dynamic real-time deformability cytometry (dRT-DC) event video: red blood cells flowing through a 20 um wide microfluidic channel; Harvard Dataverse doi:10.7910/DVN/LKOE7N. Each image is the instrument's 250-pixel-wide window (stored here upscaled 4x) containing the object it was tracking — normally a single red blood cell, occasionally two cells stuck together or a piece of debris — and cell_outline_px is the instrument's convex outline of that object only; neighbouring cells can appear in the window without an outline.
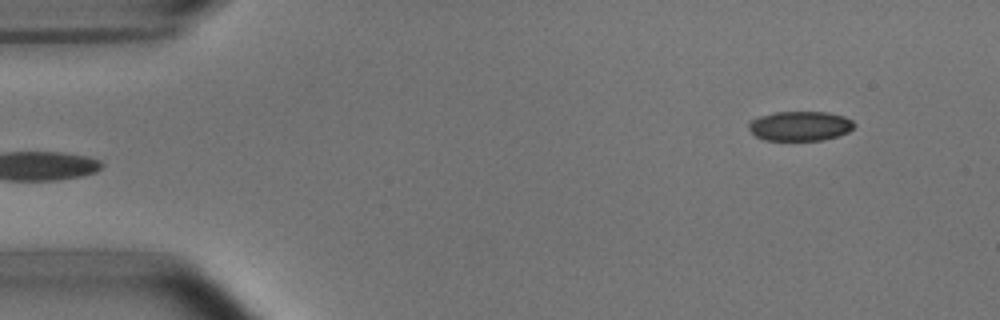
{"species": "common noctule bat (a hibernating species)", "species_latin": "Nyctalus noctula", "temperature_condition": "room temperature", "stored_images_in_passage": 4, "camera_frame_rate_fps": 3000, "um_per_image_px": 0.085, "animal": {"sex": "male", "body_mass_g": 15.6}, "frame": {"image": 1, "passage_image": 4, "time_ms": 3.333, "image_size_px": [1000, 320], "cell_outline_px": [[856, 124], [848, 132], [836, 136], [820, 140], [764, 140], [756, 136], [748, 128], [748, 120], [760, 116], [776, 112], [828, 112], [844, 116], [852, 120]], "centroid_in_image_um": [67.98, 10.7], "position_along_channel_um": 17.0, "area_um2": 18.21}}